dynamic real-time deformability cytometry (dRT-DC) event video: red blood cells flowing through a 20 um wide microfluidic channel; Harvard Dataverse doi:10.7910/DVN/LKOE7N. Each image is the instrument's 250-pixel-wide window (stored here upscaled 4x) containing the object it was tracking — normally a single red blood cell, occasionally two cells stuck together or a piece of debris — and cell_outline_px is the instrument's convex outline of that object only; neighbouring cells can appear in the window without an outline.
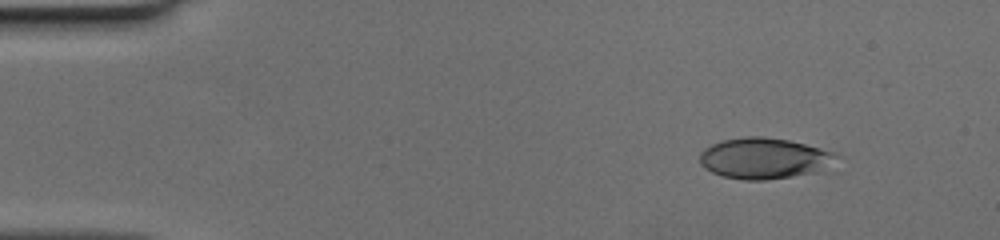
{"species": "human", "species_latin": "Homo sapiens", "temperature_condition": "cold", "stored_images_in_passage": 45, "camera_frame_rate_fps": 3000, "um_per_image_px": 0.085, "donor": {"sex": "female"}, "frame": {"image": 1, "passage_image": 1, "time_ms": 0.0, "image_size_px": [1000, 240], "cell_outline_px": [[840, 156], [836, 172], [764, 180], [744, 180], [724, 176], [712, 172], [704, 168], [700, 164], [700, 152], [704, 148], [712, 144], [724, 140], [744, 136], [764, 136], [788, 140], [836, 152]], "centroid_in_image_um": [65.16, 13.49], "position_along_channel_um": 19.8, "area_um2": 34.04}}
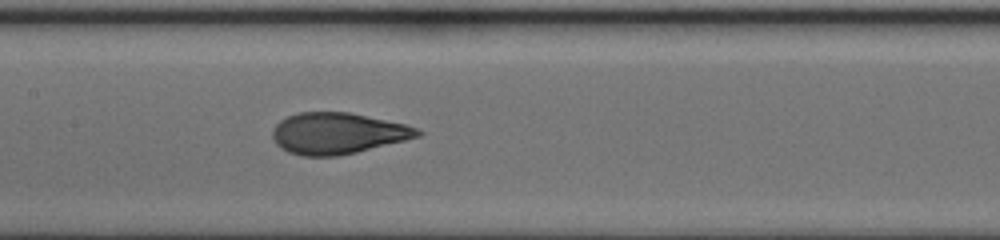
{"frame": {"image": 2, "passage_image": 20, "time_ms": 6.333, "image_size_px": [1000, 240], "cell_outline_px": [[424, 132], [420, 136], [356, 152], [336, 156], [300, 156], [288, 152], [280, 148], [276, 144], [272, 136], [272, 128], [280, 120], [288, 116], [300, 112], [348, 112], [404, 124], [416, 128]], "centroid_in_image_um": [28.65, 11.34], "position_along_channel_um": 178.8, "area_um2": 34.68}}
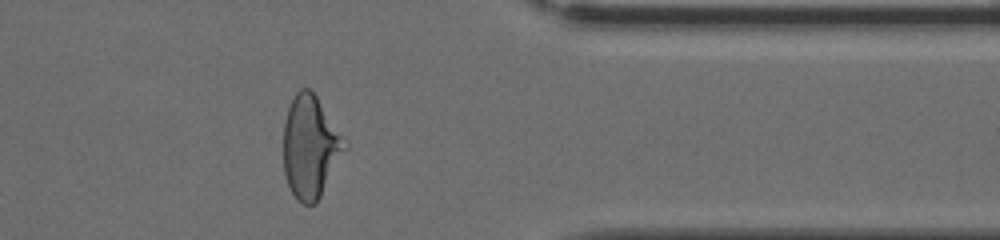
{"frame": {"image": 3, "passage_image": 36, "time_ms": 11.667, "image_size_px": [1000, 240], "cell_outline_px": [[348, 148], [316, 204], [304, 204], [296, 200], [288, 184], [284, 172], [284, 120], [288, 104], [296, 92], [300, 88], [308, 88], [316, 96], [348, 144]], "centroid_in_image_um": [26.38, 12.49], "position_along_channel_um": 385.0, "area_um2": 36.65}}